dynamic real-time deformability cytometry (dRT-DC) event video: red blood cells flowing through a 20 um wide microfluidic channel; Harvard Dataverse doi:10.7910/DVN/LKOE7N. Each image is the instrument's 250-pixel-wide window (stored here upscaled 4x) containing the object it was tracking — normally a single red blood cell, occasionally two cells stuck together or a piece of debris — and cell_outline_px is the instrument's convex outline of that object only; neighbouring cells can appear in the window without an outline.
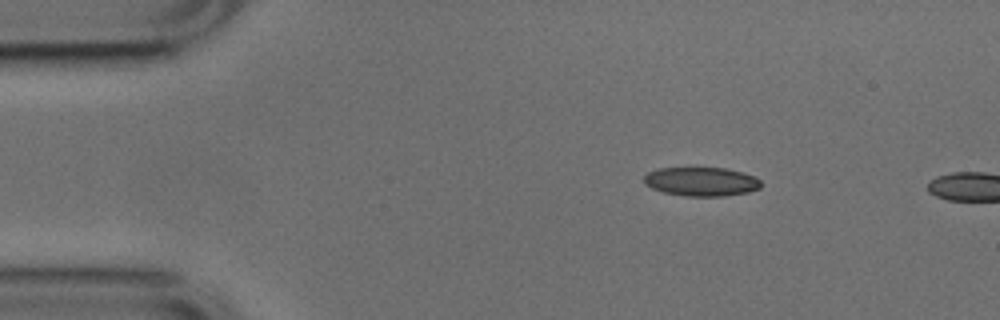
{"species": "common noctule bat (a hibernating species)", "species_latin": "Nyctalus noctula", "temperature_condition": "cold", "stored_images_in_passage": 3, "camera_frame_rate_fps": 3000, "um_per_image_px": 0.085, "animal": {"sex": "male", "body_mass_g": 17.9, "forearm_length_mm": 54.2}, "frame": {"image": 1, "passage_image": 2, "time_ms": 0.333, "image_size_px": [1000, 320], "cell_outline_px": [[760, 188], [748, 192], [724, 196], [684, 196], [664, 192], [652, 188], [644, 184], [644, 176], [648, 172], [656, 168], [724, 168], [744, 172], [760, 180]], "centroid_in_image_um": [59.59, 15.43], "position_along_channel_um": 25.4, "area_um2": 19.71}}